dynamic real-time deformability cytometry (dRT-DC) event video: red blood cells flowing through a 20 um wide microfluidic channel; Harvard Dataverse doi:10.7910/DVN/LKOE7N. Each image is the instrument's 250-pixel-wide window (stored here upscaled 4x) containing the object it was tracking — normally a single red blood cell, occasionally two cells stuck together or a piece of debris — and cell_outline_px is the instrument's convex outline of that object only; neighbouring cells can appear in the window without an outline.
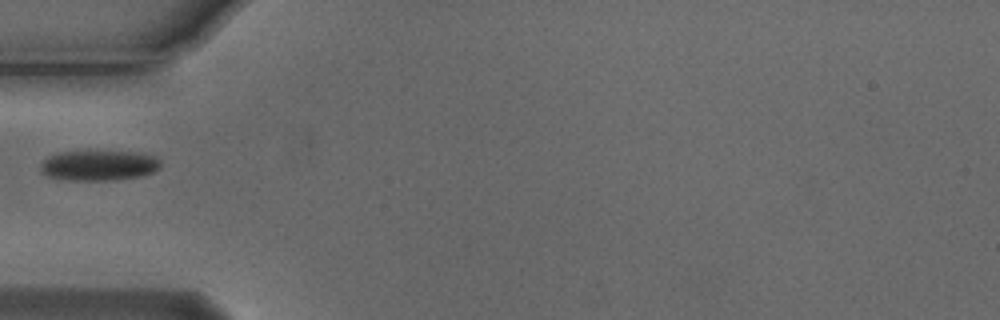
{"species": "Egyptian fruit bat (a non-hibernating species)", "species_latin": "Rousettus aegyptiacus", "temperature_condition": "cold", "stored_images_in_passage": 30, "camera_frame_rate_fps": 3000, "um_per_image_px": 0.085, "animal": {"sex": "male"}, "frame": {"image": 1, "passage_image": 1, "time_ms": 0.0, "image_size_px": [1000, 320], "cell_outline_px": [[160, 168], [144, 176], [116, 180], [68, 180], [48, 176], [40, 172], [40, 164], [48, 156], [56, 152], [144, 152], [156, 156], [160, 160]], "centroid_in_image_um": [8.43, 14.06], "position_along_channel_um": 76.6, "area_um2": 21.39}}
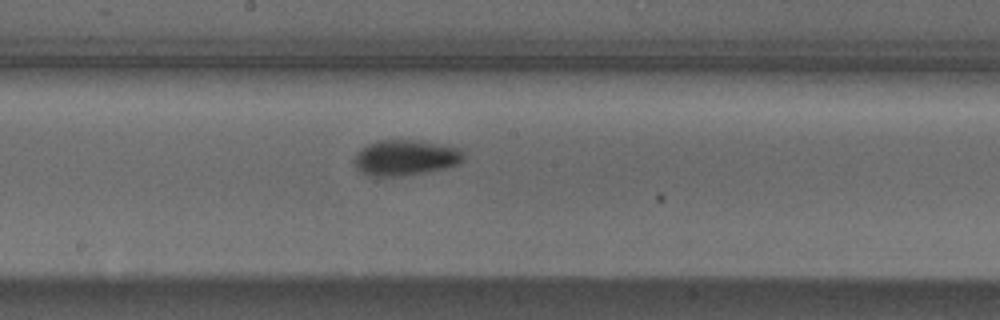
{"frame": {"image": 2, "passage_image": 12, "time_ms": 3.667, "image_size_px": [1000, 320], "cell_outline_px": [[464, 160], [456, 164], [444, 168], [400, 176], [372, 176], [360, 172], [356, 168], [352, 160], [356, 152], [368, 144], [376, 140], [412, 140], [460, 148], [464, 156]], "centroid_in_image_um": [34.39, 13.4], "position_along_channel_um": 213.8, "area_um2": 22.48}}
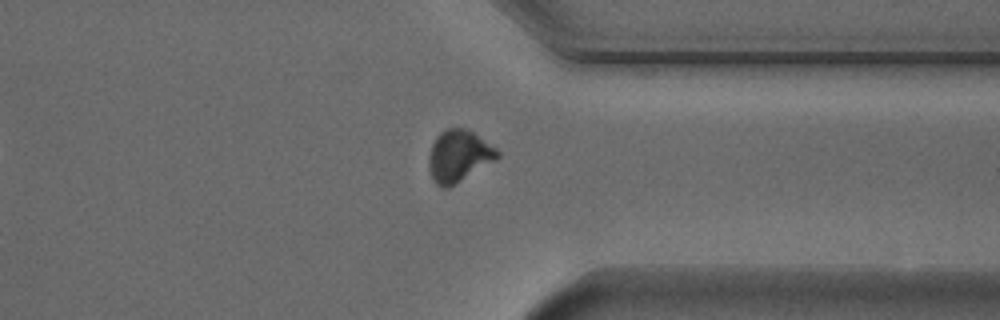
{"frame": {"image": 3, "passage_image": 25, "time_ms": 8.0, "image_size_px": [1000, 320], "cell_outline_px": [[500, 156], [496, 160], [448, 188], [444, 188], [436, 184], [432, 180], [428, 164], [428, 156], [432, 144], [436, 136], [440, 132], [448, 128], [464, 128], [472, 132], [496, 148], [500, 152]], "centroid_in_image_um": [38.97, 13.27], "position_along_channel_um": 372.4, "area_um2": 20.63}}